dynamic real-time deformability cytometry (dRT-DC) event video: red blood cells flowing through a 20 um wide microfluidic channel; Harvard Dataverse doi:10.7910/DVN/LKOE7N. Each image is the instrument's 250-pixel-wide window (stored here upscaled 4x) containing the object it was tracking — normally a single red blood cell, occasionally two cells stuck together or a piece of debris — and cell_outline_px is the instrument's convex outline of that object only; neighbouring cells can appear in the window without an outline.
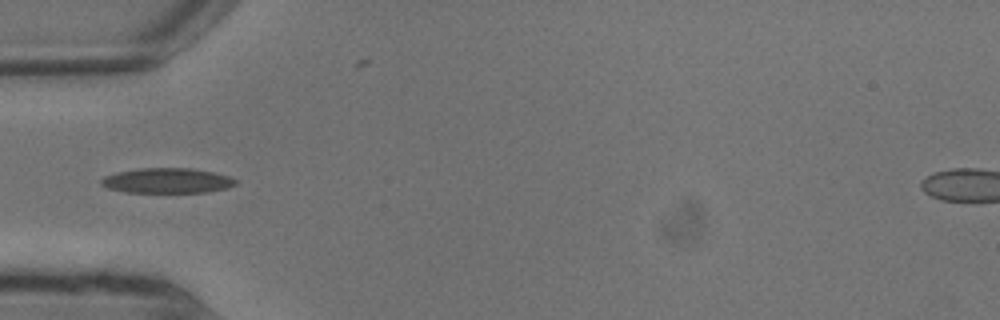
{"species": "common noctule bat (a hibernating species)", "species_latin": "Nyctalus noctula", "temperature_condition": "warm", "stored_images_in_passage": 9, "segment_of_instrument_passage": [2, 2], "camera_frame_rate_fps": 3000, "um_per_image_px": 0.085, "animal": {"sex": "male", "body_mass_g": 13.3}, "frame": {"image": 1, "passage_image": 6, "time_ms": 1.667, "image_size_px": [1000, 320], "cell_outline_px": [[236, 184], [228, 188], [208, 192], [124, 192], [108, 188], [100, 184], [100, 180], [104, 176], [116, 172], [136, 168], [192, 168], [212, 172], [228, 176], [236, 180]], "centroid_in_image_um": [14.17, 15.35], "position_along_channel_um": 70.8, "area_um2": 19.71}}
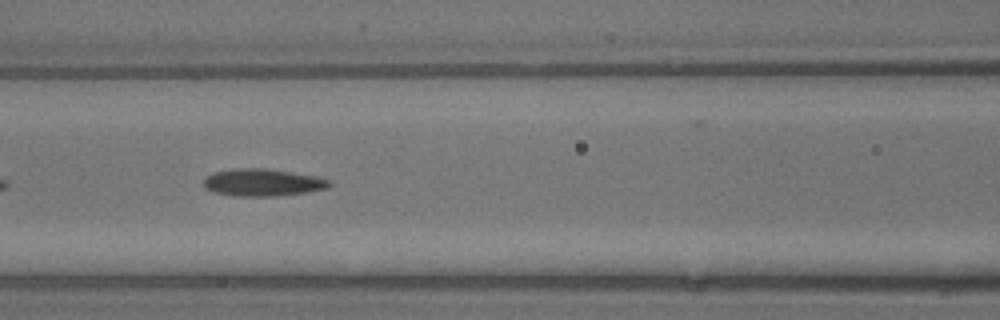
{"frame": {"image": 2, "passage_image": 8, "time_ms": 2.333, "image_size_px": [1000, 320], "cell_outline_px": [[332, 184], [328, 188], [304, 192], [276, 196], [240, 196], [216, 192], [204, 188], [204, 176], [212, 172], [232, 168], [268, 168], [316, 176], [328, 180]], "centroid_in_image_um": [22.29, 15.49], "position_along_channel_um": 144.3, "area_um2": 20.0}}
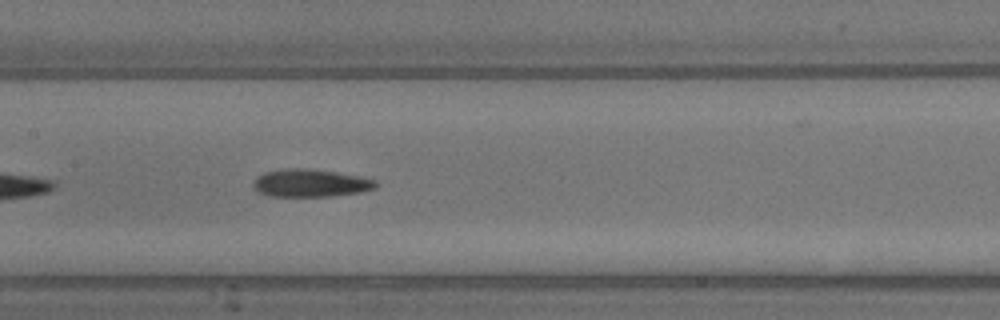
{"frame": {"image": 3, "passage_image": 9, "time_ms": 2.667, "image_size_px": [1000, 320], "cell_outline_px": [[376, 188], [360, 192], [332, 196], [272, 196], [260, 192], [252, 188], [252, 184], [256, 176], [264, 172], [284, 168], [308, 168], [336, 172], [360, 176], [376, 180]], "centroid_in_image_um": [26.36, 15.55], "position_along_channel_um": 181.0, "area_um2": 19.88}}